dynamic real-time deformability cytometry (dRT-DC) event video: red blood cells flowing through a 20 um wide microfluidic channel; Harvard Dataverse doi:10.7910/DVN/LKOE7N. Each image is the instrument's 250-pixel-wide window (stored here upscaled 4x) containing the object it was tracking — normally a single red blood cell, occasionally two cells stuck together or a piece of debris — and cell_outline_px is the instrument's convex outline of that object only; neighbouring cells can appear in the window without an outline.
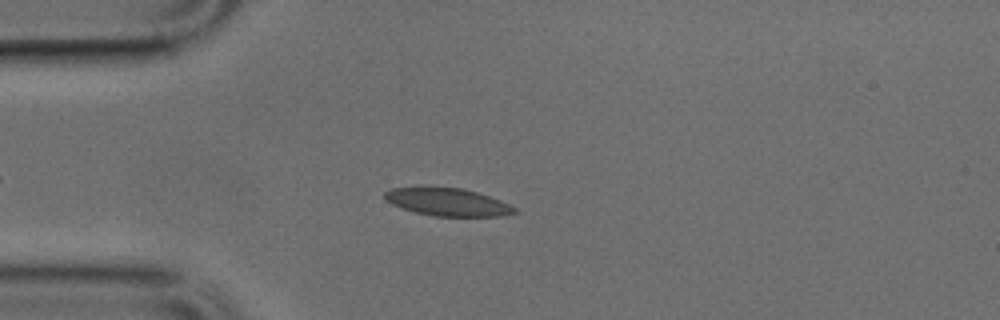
{"species": "common noctule bat (a hibernating species)", "species_latin": "Nyctalus noctula", "temperature_condition": "cold", "stored_images_in_passage": 46, "camera_frame_rate_fps": 3000, "um_per_image_px": 0.085, "animal": {"sex": "male", "body_mass_g": 17.9, "forearm_length_mm": 54.2}, "frame": {"image": 1, "passage_image": 9, "time_ms": 2.667, "image_size_px": [1000, 320], "cell_outline_px": [[520, 212], [500, 216], [432, 216], [416, 212], [392, 204], [384, 200], [384, 192], [392, 188], [428, 184], [460, 188], [476, 192], [500, 200], [516, 208]], "centroid_in_image_um": [37.98, 17.13], "position_along_channel_um": 47.0, "area_um2": 21.56}}
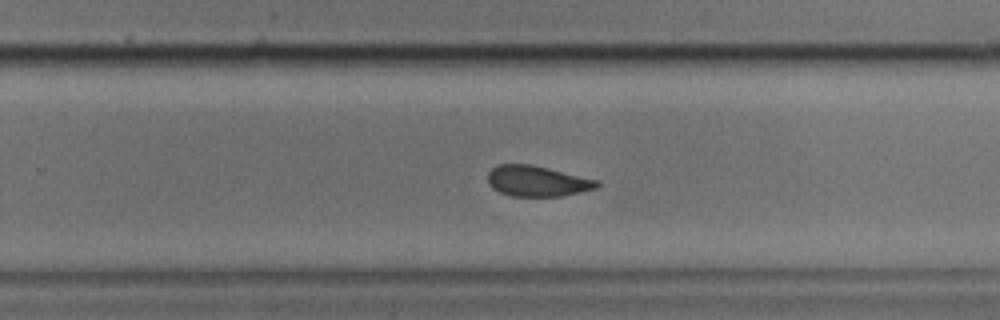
{"frame": {"image": 2, "passage_image": 28, "time_ms": 9.0, "image_size_px": [1000, 320], "cell_outline_px": [[600, 184], [596, 188], [580, 192], [560, 196], [512, 196], [500, 192], [492, 188], [488, 184], [488, 172], [496, 164], [532, 164], [600, 180]], "centroid_in_image_um": [45.66, 15.38], "position_along_channel_um": 284.1, "area_um2": 19.65}}
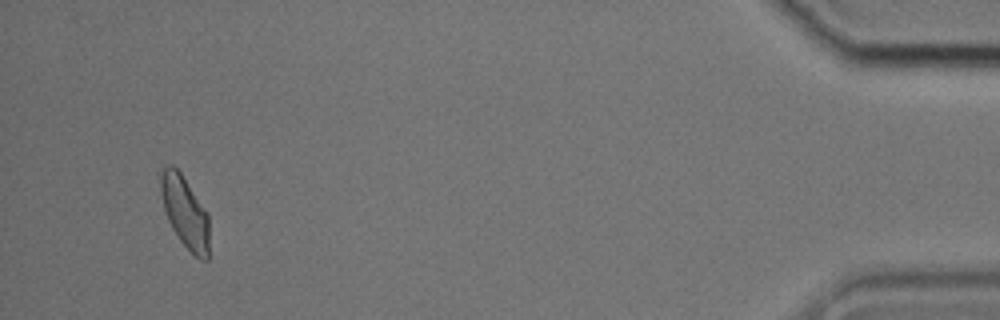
{"frame": {"image": 3, "passage_image": 44, "time_ms": 14.333, "image_size_px": [1000, 320], "cell_outline_px": [[208, 260], [200, 260], [180, 240], [172, 228], [168, 220], [164, 208], [160, 192], [160, 176], [164, 168], [168, 164], [172, 164], [180, 172], [208, 212]], "centroid_in_image_um": [15.72, 18.0], "position_along_channel_um": 419.5, "area_um2": 20.06}}